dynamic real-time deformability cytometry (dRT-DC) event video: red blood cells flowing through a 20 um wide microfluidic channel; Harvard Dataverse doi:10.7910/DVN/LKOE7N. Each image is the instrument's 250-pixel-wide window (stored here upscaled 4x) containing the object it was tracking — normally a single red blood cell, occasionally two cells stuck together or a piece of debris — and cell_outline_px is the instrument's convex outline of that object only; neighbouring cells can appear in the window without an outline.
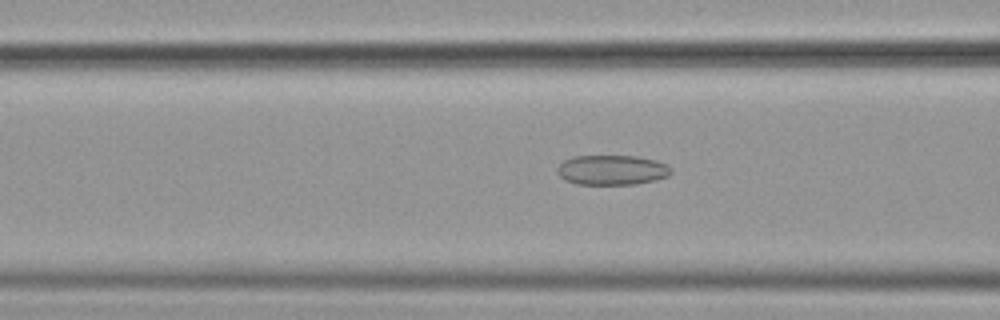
{"species": "common noctule bat (a hibernating species)", "species_latin": "Nyctalus noctula", "temperature_condition": "cold", "stored_images_in_passage": 57, "segment_of_instrument_passage": [1, 2], "camera_frame_rate_fps": 3000, "um_per_image_px": 0.085, "animal": {"sex": "female", "body_mass_g": 19.9}, "frame": {"image": 1, "passage_image": 22, "time_ms": 7.0, "image_size_px": [1000, 320], "cell_outline_px": [[672, 172], [668, 176], [656, 180], [636, 184], [576, 184], [564, 180], [556, 172], [556, 168], [564, 160], [572, 156], [636, 156], [656, 160], [672, 168]], "centroid_in_image_um": [52.0, 14.45], "position_along_channel_um": 114.6, "area_um2": 19.94}}
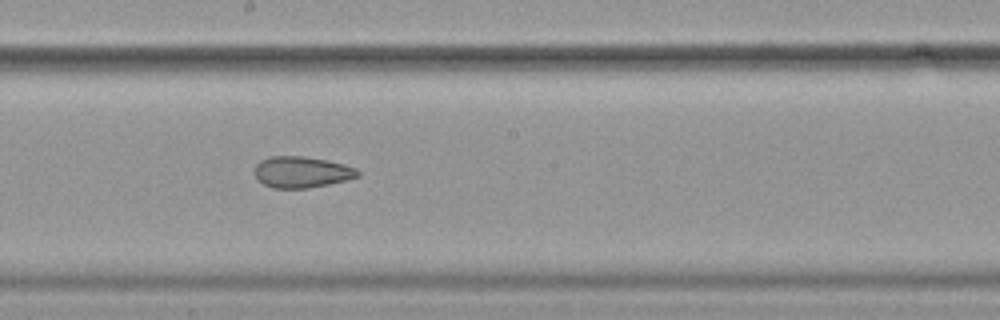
{"frame": {"image": 2, "passage_image": 31, "time_ms": 10.0, "image_size_px": [1000, 320], "cell_outline_px": [[360, 176], [328, 184], [308, 188], [272, 188], [256, 180], [252, 172], [256, 164], [260, 160], [268, 156], [304, 156], [344, 164], [356, 168], [360, 172]], "centroid_in_image_um": [25.57, 14.62], "position_along_channel_um": 222.6, "area_um2": 18.96}}
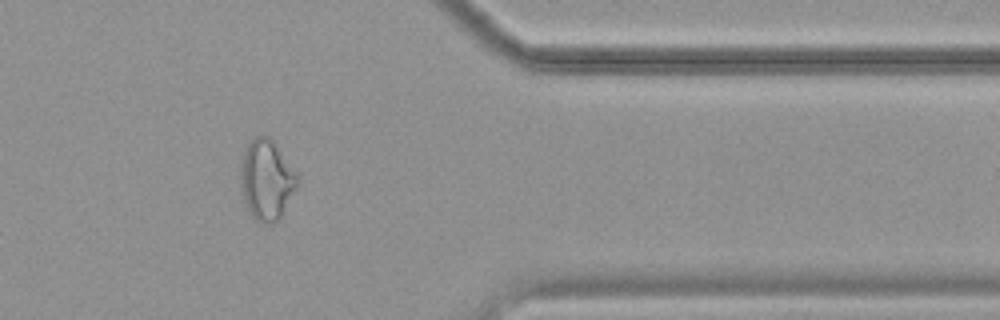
{"frame": {"image": 3, "passage_image": 46, "time_ms": 15.0, "image_size_px": [1000, 320], "cell_outline_px": [[300, 184], [280, 216], [272, 224], [260, 224], [252, 216], [244, 204], [240, 176], [240, 172], [244, 152], [248, 144], [256, 136], [268, 136], [272, 140], [296, 172], [300, 180]], "centroid_in_image_um": [22.67, 15.32], "position_along_channel_um": 388.7, "area_um2": 26.41}}